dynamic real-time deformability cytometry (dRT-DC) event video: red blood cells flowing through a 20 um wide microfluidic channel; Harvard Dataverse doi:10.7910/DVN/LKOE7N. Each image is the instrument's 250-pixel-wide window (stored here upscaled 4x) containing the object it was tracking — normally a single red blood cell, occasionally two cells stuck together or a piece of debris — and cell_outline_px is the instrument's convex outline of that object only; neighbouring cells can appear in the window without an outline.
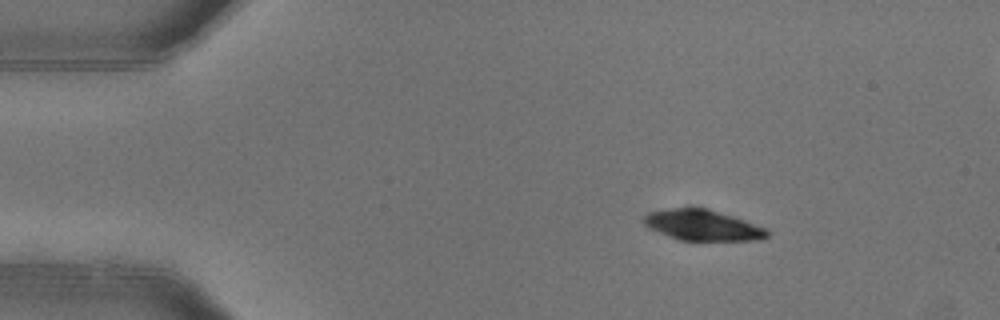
{"species": "common noctule bat (a hibernating species)", "species_latin": "Nyctalus noctula", "temperature_condition": "warm", "stored_images_in_passage": 5, "segment_of_instrument_passage": [1, 2], "camera_frame_rate_fps": 3000, "um_per_image_px": 0.085, "animal": {"sex": "female"}, "frame": {"image": 1, "passage_image": 2, "time_ms": 0.333, "image_size_px": [1000, 320], "cell_outline_px": [[768, 236], [756, 240], [680, 240], [668, 236], [648, 228], [644, 224], [644, 216], [648, 212], [660, 208], [708, 208], [768, 228]], "centroid_in_image_um": [59.68, 19.13], "position_along_channel_um": 25.3, "area_um2": 22.08}}